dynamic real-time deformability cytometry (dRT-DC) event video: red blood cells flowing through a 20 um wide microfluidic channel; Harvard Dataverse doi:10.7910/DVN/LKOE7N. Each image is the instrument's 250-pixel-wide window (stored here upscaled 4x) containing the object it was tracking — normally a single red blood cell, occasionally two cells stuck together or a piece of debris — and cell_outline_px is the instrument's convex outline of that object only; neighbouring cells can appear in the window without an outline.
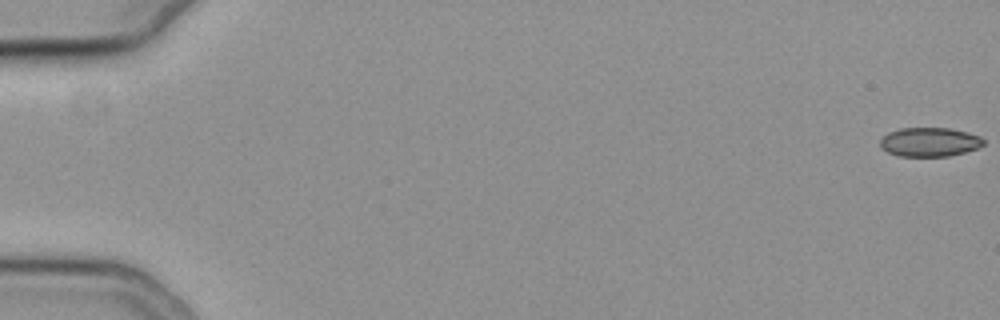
{"species": "common noctule bat (a hibernating species)", "species_latin": "Nyctalus noctula", "temperature_condition": "cold", "stored_images_in_passage": 57, "camera_frame_rate_fps": 3000, "um_per_image_px": 0.085, "animal": {"sex": "female", "body_mass_g": 19.3, "forearm_length_mm": 54.1}, "frame": {"image": 1, "passage_image": 1, "time_ms": 0.0, "image_size_px": [1000, 320], "cell_outline_px": [[984, 144], [976, 148], [964, 152], [948, 156], [900, 156], [888, 152], [880, 148], [880, 140], [888, 132], [900, 128], [948, 128], [968, 132], [980, 136], [984, 140]], "centroid_in_image_um": [79.0, 12.06], "position_along_channel_um": 6.0, "area_um2": 17.46}}
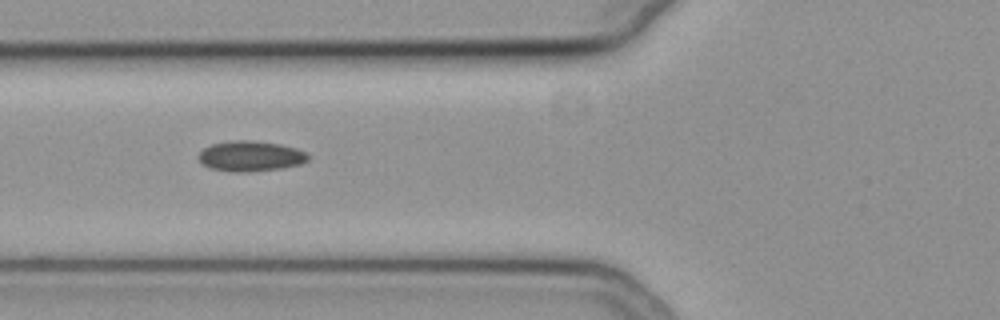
{"frame": {"image": 2, "passage_image": 23, "time_ms": 7.333, "image_size_px": [1000, 320], "cell_outline_px": [[308, 160], [300, 164], [280, 168], [248, 172], [236, 172], [208, 168], [196, 156], [204, 148], [212, 144], [232, 140], [252, 140], [280, 144], [296, 148], [304, 152], [308, 156]], "centroid_in_image_um": [21.26, 13.26], "position_along_channel_um": 104.5, "area_um2": 19.31}}
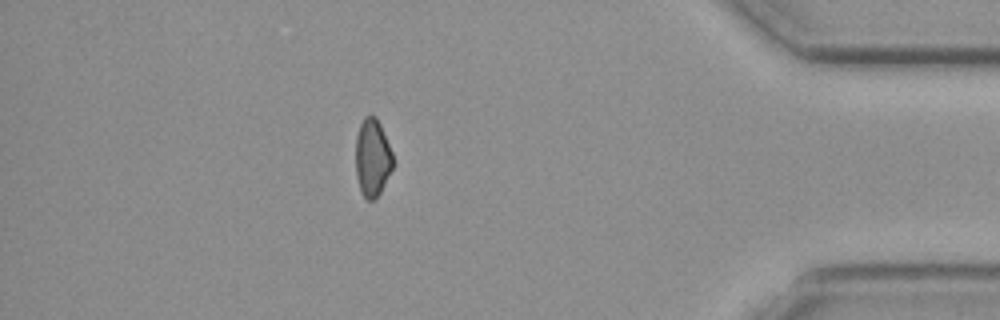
{"frame": {"image": 3, "passage_image": 50, "time_ms": 16.333, "image_size_px": [1000, 320], "cell_outline_px": [[392, 168], [376, 200], [368, 200], [364, 196], [360, 188], [356, 176], [356, 136], [360, 124], [364, 116], [376, 116], [380, 124], [392, 152]], "centroid_in_image_um": [31.64, 13.4], "position_along_channel_um": 403.6, "area_um2": 16.65}}